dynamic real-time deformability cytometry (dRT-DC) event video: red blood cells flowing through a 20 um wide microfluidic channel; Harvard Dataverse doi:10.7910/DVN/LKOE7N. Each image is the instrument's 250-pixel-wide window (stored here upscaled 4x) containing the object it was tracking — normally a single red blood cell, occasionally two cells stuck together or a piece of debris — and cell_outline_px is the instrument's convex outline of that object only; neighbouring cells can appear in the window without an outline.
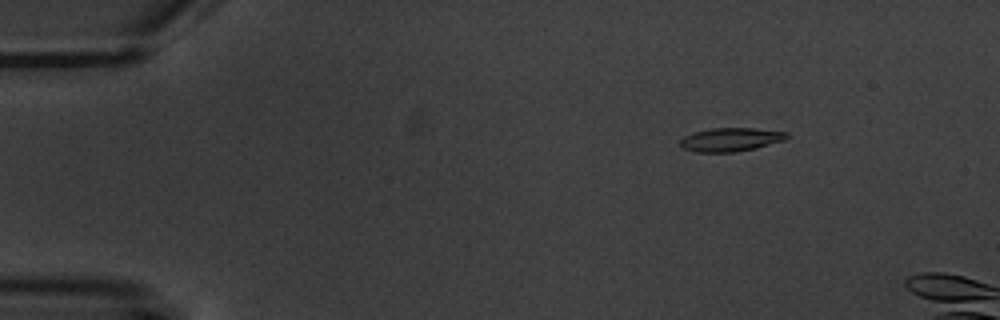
{"species": "common noctule bat (a hibernating species)", "species_latin": "Nyctalus noctula", "temperature_condition": "warm", "stored_images_in_passage": 4, "camera_frame_rate_fps": 3000, "um_per_image_px": 0.085, "animal": {"sex": "male", "body_mass_g": 20.1, "forearm_length_mm": 53.5}, "frame": {"image": 1, "passage_image": 1, "time_ms": 0.0, "image_size_px": [1000, 320], "cell_outline_px": [[788, 136], [784, 140], [736, 152], [696, 152], [684, 148], [680, 144], [680, 140], [684, 136], [696, 132], [712, 128], [752, 128], [788, 132]], "centroid_in_image_um": [62.09, 11.86], "position_along_channel_um": 22.9, "area_um2": 14.33}}